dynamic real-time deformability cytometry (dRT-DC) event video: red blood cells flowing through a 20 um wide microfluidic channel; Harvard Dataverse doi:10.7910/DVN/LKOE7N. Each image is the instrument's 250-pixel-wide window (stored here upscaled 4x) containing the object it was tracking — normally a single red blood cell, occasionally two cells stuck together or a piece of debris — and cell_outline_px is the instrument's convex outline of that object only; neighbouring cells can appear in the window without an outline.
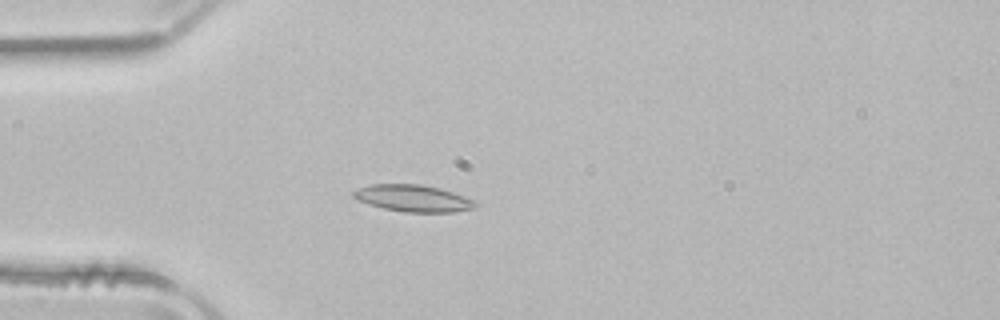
{"species": "common noctule bat (a hibernating species)", "species_latin": "Nyctalus noctula", "temperature_condition": "room temperature", "stored_images_in_passage": 53, "camera_frame_rate_fps": 3000, "um_per_image_px": 0.085, "animal": {"sex": "male", "body_mass_g": 21.5, "forearm_length_mm": 52.0}, "frame": {"image": 1, "passage_image": 15, "time_ms": 4.667, "image_size_px": [1000, 320], "cell_outline_px": [[480, 204], [476, 208], [456, 212], [404, 212], [384, 208], [368, 204], [352, 196], [352, 192], [356, 188], [372, 184], [420, 184], [440, 188], [476, 200]], "centroid_in_image_um": [35.17, 16.85], "position_along_channel_um": 49.8, "area_um2": 19.25}}
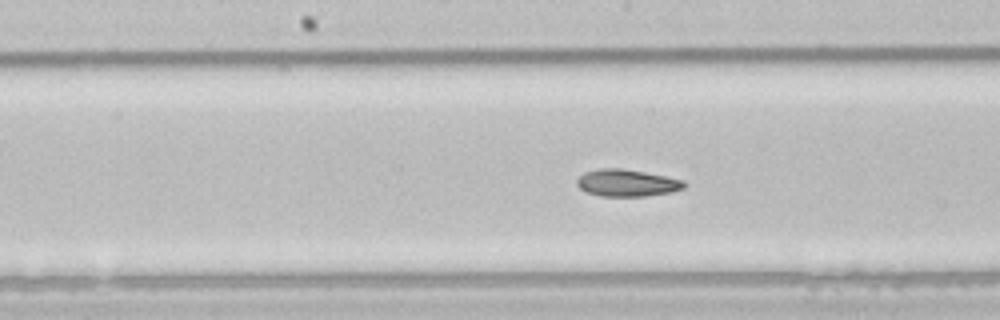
{"frame": {"image": 2, "passage_image": 27, "time_ms": 8.667, "image_size_px": [1000, 320], "cell_outline_px": [[684, 188], [672, 192], [644, 196], [600, 196], [584, 192], [576, 184], [576, 180], [584, 172], [600, 168], [624, 168], [684, 180]], "centroid_in_image_um": [53.24, 15.55], "position_along_channel_um": 195.0, "area_um2": 16.94}}
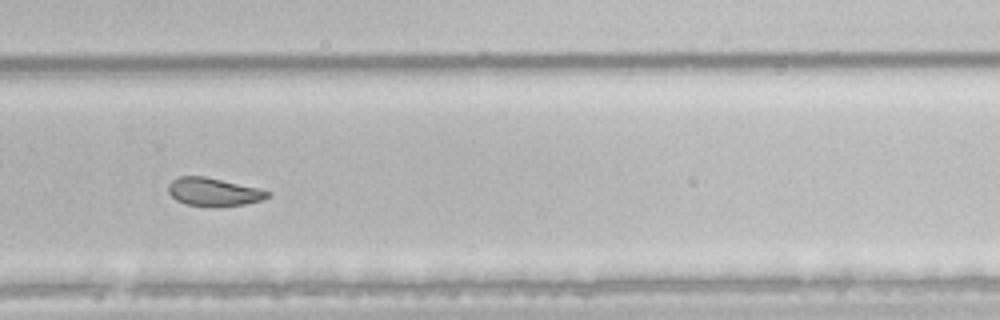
{"frame": {"image": 3, "passage_image": 36, "time_ms": 11.667, "image_size_px": [1000, 320], "cell_outline_px": [[272, 196], [260, 200], [244, 204], [188, 204], [176, 200], [168, 192], [168, 184], [172, 180], [180, 176], [204, 176], [260, 188], [272, 192]], "centroid_in_image_um": [18.18, 16.26], "position_along_channel_um": 311.6, "area_um2": 15.72}, "authors_computed_cell_mechanics": {"area_um2": 18.496, "velocity_mm_per_s": 3.9107, "shape_relaxation_time_tau1_ms": 8.0952, "shape_relaxation_time_tau2_ms": 3.7755, "deformation_change_tau1": 0.1604, "deformation_change_tau2": 0.0914}}